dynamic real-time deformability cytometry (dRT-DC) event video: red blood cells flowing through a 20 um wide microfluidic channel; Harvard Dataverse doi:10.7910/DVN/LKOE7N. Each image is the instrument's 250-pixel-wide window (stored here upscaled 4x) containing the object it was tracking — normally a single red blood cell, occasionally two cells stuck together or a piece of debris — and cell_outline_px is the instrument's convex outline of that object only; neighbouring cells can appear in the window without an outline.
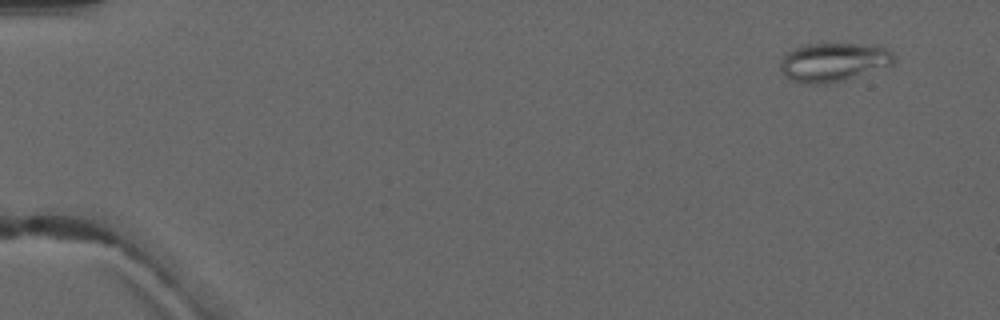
{"species": "common noctule bat (a hibernating species)", "species_latin": "Nyctalus noctula", "temperature_condition": "warm", "stored_images_in_passage": 4, "camera_frame_rate_fps": 3000, "um_per_image_px": 0.085, "animal": {"sex": "male", "forearm_length_mm": 52.5}, "frame": {"image": 1, "passage_image": 1, "time_ms": 0.0, "image_size_px": [1000, 320], "cell_outline_px": [[896, 60], [892, 64], [832, 84], [808, 84], [792, 80], [784, 76], [780, 68], [780, 60], [788, 52], [796, 48], [808, 44], [876, 44], [892, 52]], "centroid_in_image_um": [70.84, 5.28], "position_along_channel_um": 14.2, "area_um2": 25.61}}